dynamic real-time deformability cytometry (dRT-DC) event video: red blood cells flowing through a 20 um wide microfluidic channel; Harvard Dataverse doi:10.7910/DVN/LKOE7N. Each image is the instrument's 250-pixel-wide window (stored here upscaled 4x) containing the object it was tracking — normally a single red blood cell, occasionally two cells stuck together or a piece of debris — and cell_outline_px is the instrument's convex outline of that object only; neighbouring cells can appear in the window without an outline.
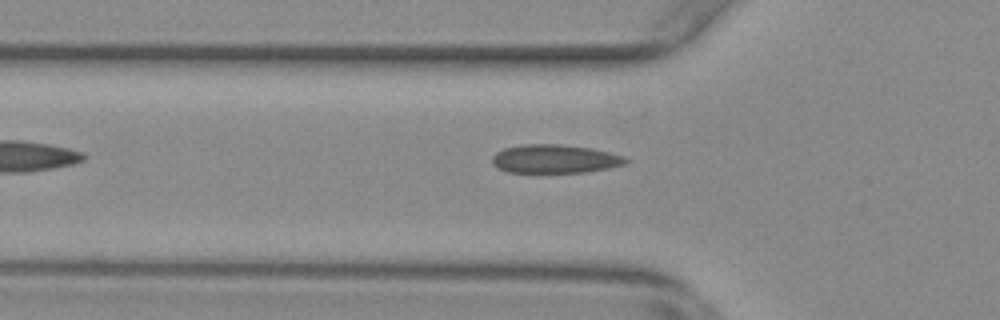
{"species": "common noctule bat (a hibernating species)", "species_latin": "Nyctalus noctula", "temperature_condition": "warm", "stored_images_in_passage": 39, "camera_frame_rate_fps": 3000, "um_per_image_px": 0.085, "animal": {"sex": "female", "body_mass_g": 29.2, "forearm_length_mm": 56.3}, "frame": {"image": 1, "passage_image": 3, "time_ms": 0.667, "image_size_px": [1000, 320], "cell_outline_px": [[628, 160], [624, 164], [608, 168], [588, 172], [508, 172], [492, 164], [492, 156], [496, 152], [504, 148], [524, 144], [560, 144], [592, 148], [624, 156]], "centroid_in_image_um": [47.15, 13.5], "position_along_channel_um": 78.7, "area_um2": 22.14}}
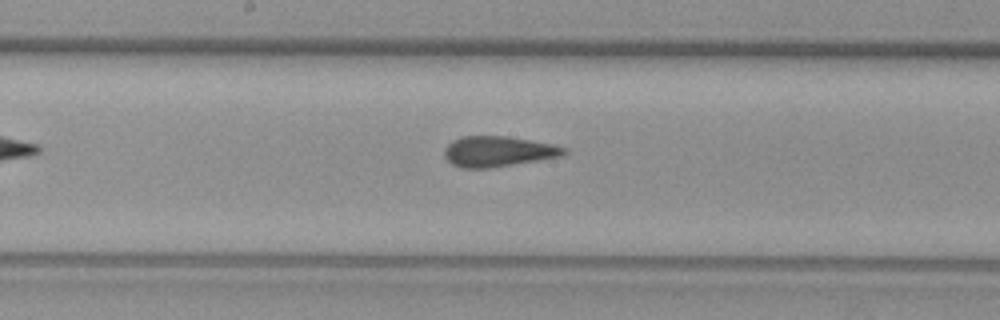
{"frame": {"image": 2, "passage_image": 13, "time_ms": 4.0, "image_size_px": [1000, 320], "cell_outline_px": [[568, 152], [560, 156], [492, 168], [460, 168], [452, 164], [444, 156], [444, 148], [452, 140], [460, 136], [504, 136], [552, 144], [568, 148]], "centroid_in_image_um": [42.3, 12.87], "position_along_channel_um": 205.9, "area_um2": 21.21}}
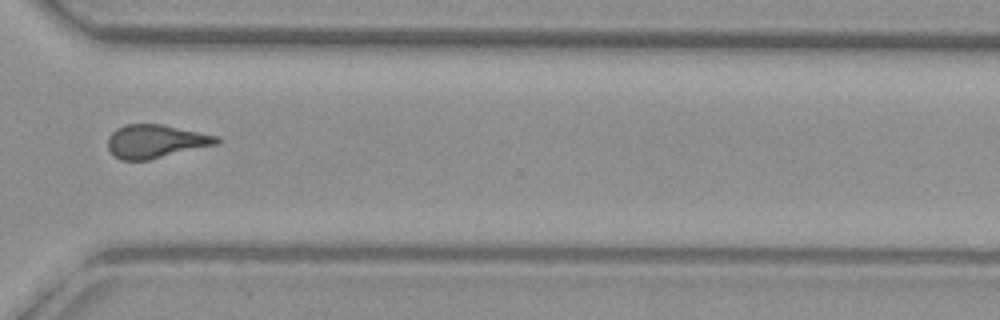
{"frame": {"image": 3, "passage_image": 25, "time_ms": 8.0, "image_size_px": [1000, 320], "cell_outline_px": [[220, 144], [148, 160], [120, 160], [108, 148], [108, 136], [116, 128], [124, 124], [160, 124], [220, 136]], "centroid_in_image_um": [13.26, 12.01], "position_along_channel_um": 357.3, "area_um2": 21.27}, "authors_computed_cell_mechanics": {"area_um2": 21.386, "velocity_mm_per_s": 3.7967, "shape_relaxation_time_tau1_ms": null, "shape_relaxation_time_tau2_ms": 1.5253, "deformation_change_tau1": null, "deformation_change_tau2": 0.0871}}